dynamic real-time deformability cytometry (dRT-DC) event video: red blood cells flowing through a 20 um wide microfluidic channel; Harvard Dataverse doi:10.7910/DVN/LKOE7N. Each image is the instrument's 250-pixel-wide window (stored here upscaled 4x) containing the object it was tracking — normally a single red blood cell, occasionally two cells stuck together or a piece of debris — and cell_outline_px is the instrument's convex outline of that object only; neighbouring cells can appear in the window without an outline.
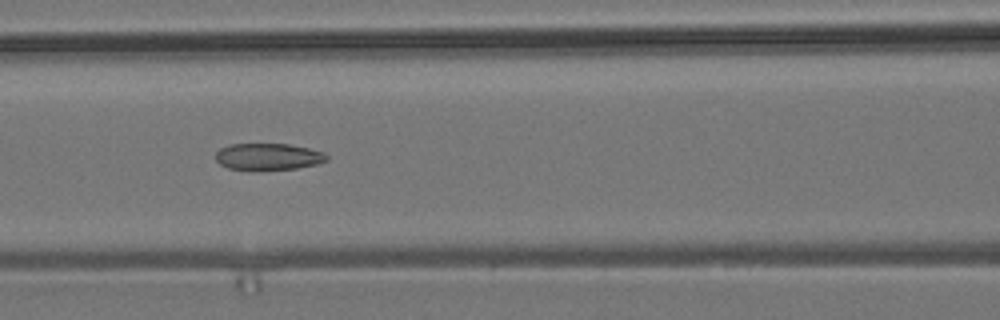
{"species": "common noctule bat (a hibernating species)", "species_latin": "Nyctalus noctula", "temperature_condition": "room temperature", "stored_images_in_passage": 26, "segment_of_instrument_passage": [1, 2], "camera_frame_rate_fps": 3000, "um_per_image_px": 0.085, "animal": {"sex": "male", "body_mass_g": 19.2, "forearm_length_mm": 51.8}, "frame": {"image": 1, "passage_image": 22, "time_ms": 7.0, "image_size_px": [1000, 320], "cell_outline_px": [[328, 160], [316, 164], [296, 168], [256, 172], [252, 172], [228, 168], [220, 164], [216, 160], [216, 152], [220, 148], [228, 144], [288, 144], [308, 148], [324, 152], [328, 156]], "centroid_in_image_um": [22.76, 13.34], "position_along_channel_um": 143.8, "area_um2": 17.8}}